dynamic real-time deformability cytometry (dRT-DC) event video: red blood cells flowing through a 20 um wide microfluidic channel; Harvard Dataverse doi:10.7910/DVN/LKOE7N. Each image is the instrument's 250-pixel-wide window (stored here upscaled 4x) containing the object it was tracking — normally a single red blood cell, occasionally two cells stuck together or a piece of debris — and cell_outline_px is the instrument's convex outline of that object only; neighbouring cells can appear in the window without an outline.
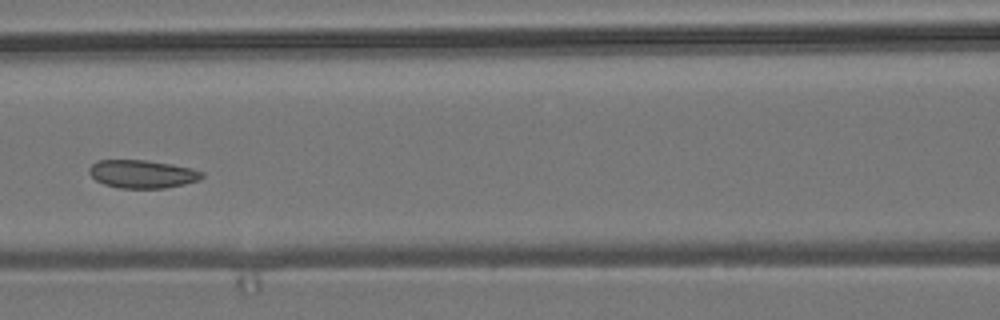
{"species": "common noctule bat (a hibernating species)", "species_latin": "Nyctalus noctula", "temperature_condition": "room temperature", "stored_images_in_passage": 8, "camera_frame_rate_fps": 3000, "um_per_image_px": 0.085, "animal": {"sex": "male", "body_mass_g": 19.2, "forearm_length_mm": 51.8}, "frame": {"image": 1, "passage_image": 6, "time_ms": 1.667, "image_size_px": [1000, 320], "cell_outline_px": [[204, 176], [200, 180], [184, 184], [164, 188], [120, 188], [104, 184], [96, 180], [88, 172], [88, 168], [92, 164], [100, 160], [144, 160], [172, 164], [192, 168], [204, 172]], "centroid_in_image_um": [12.12, 14.79], "position_along_channel_um": 154.5, "area_um2": 18.5}}
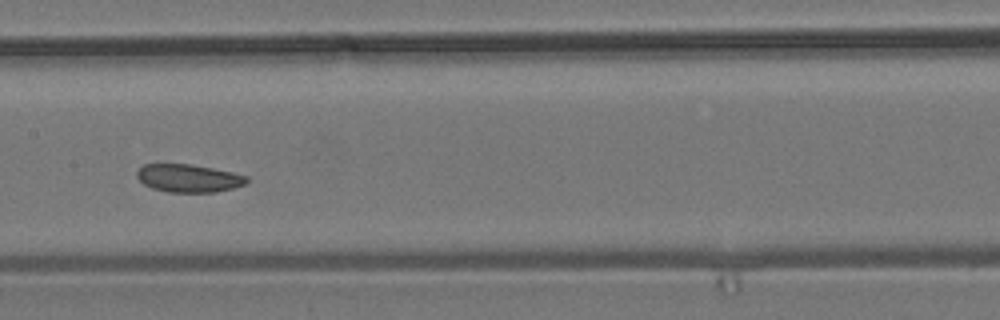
{"frame": {"image": 2, "passage_image": 7, "time_ms": 2.0, "image_size_px": [1000, 320], "cell_outline_px": [[248, 180], [244, 184], [232, 188], [216, 192], [168, 192], [152, 188], [144, 184], [136, 176], [136, 172], [144, 164], [192, 164], [232, 172], [248, 176]], "centroid_in_image_um": [16.02, 15.14], "position_along_channel_um": 191.4, "area_um2": 17.8}}
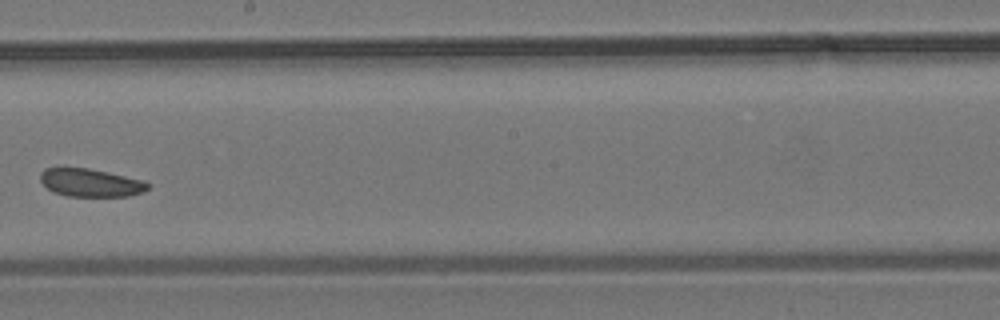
{"frame": {"image": 3, "passage_image": 8, "time_ms": 2.333, "image_size_px": [1000, 320], "cell_outline_px": [[152, 184], [144, 192], [128, 196], [68, 196], [52, 192], [40, 180], [40, 172], [44, 168], [88, 168], [108, 172], [144, 180]], "centroid_in_image_um": [7.73, 15.53], "position_along_channel_um": 240.5, "area_um2": 17.63}}